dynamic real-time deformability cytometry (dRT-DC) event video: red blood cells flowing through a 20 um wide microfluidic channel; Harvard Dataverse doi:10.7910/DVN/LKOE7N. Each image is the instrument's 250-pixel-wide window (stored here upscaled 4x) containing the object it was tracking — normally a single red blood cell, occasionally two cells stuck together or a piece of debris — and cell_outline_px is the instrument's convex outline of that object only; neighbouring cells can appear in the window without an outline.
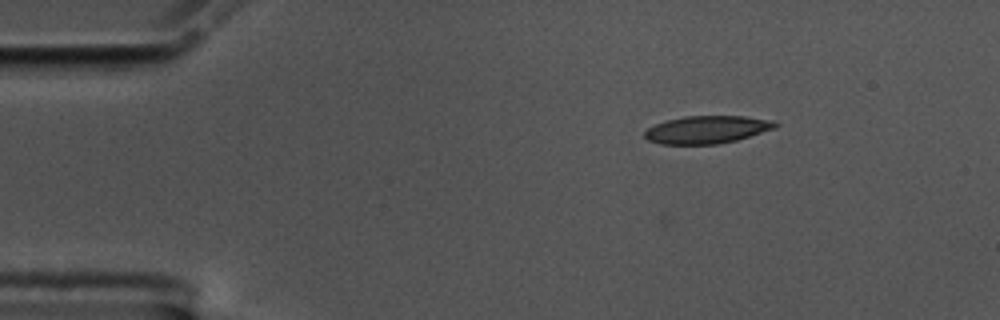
{"species": "common noctule bat (a hibernating species)", "species_latin": "Nyctalus noctula", "temperature_condition": "cold", "stored_images_in_passage": 39, "camera_frame_rate_fps": 3000, "um_per_image_px": 0.085, "animal": {"sex": "male", "body_mass_g": 17.5, "forearm_length_mm": 52.3}, "frame": {"image": 1, "passage_image": 1, "time_ms": 0.0, "image_size_px": [1000, 320], "cell_outline_px": [[780, 124], [776, 128], [736, 140], [716, 144], [660, 144], [648, 140], [644, 136], [644, 132], [648, 128], [656, 124], [668, 120], [684, 116], [744, 116], [776, 120]], "centroid_in_image_um": [60.14, 11.01], "position_along_channel_um": 24.9, "area_um2": 21.1}}
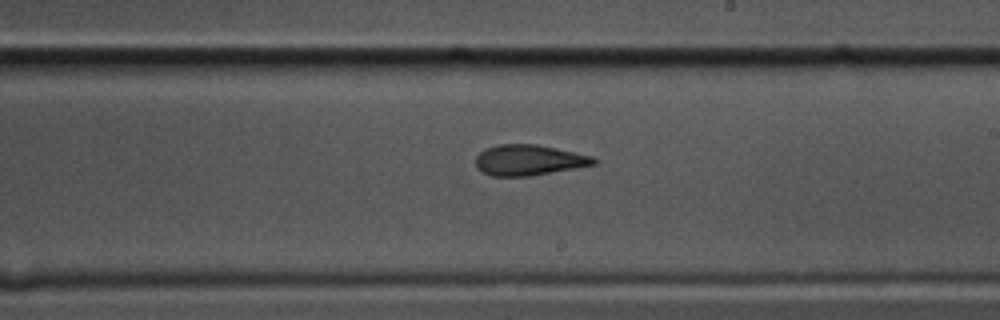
{"frame": {"image": 2, "passage_image": 25, "time_ms": 8.0, "image_size_px": [1000, 320], "cell_outline_px": [[600, 164], [528, 176], [492, 176], [480, 172], [476, 168], [476, 156], [484, 148], [500, 144], [536, 144], [556, 148], [592, 156], [600, 160]], "centroid_in_image_um": [44.97, 13.61], "position_along_channel_um": 244.0, "area_um2": 21.33}}
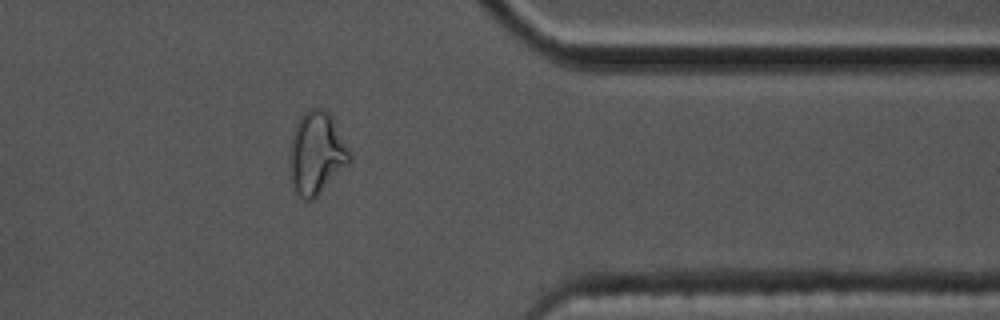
{"frame": {"image": 3, "passage_image": 38, "time_ms": 12.333, "image_size_px": [1000, 320], "cell_outline_px": [[352, 160], [312, 200], [304, 200], [296, 192], [292, 184], [288, 164], [288, 152], [292, 136], [296, 124], [300, 116], [308, 108], [320, 108], [328, 112], [352, 156]], "centroid_in_image_um": [26.85, 13.02], "position_along_channel_um": 384.5, "area_um2": 28.55}}